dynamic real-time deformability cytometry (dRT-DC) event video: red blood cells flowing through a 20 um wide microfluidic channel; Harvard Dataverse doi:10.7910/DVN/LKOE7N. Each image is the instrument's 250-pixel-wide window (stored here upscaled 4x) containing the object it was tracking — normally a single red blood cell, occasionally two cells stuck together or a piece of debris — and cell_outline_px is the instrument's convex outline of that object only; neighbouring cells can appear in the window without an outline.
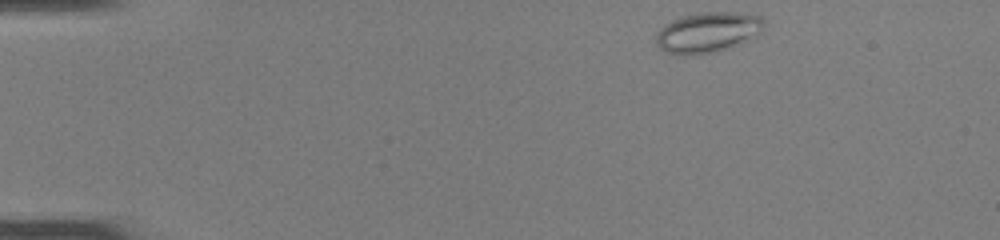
{"species": "common noctule bat (a hibernating species)", "species_latin": "Nyctalus noctula", "temperature_condition": "room temperature", "stored_images_in_passage": 43, "camera_frame_rate_fps": 3000, "um_per_image_px": 0.085, "animal": {"sex": "female", "body_mass_g": 22.0, "forearm_length_mm": 56.7}, "frame": {"image": 1, "passage_image": 1, "time_ms": 0.0, "image_size_px": [1000, 240], "cell_outline_px": [[764, 28], [760, 32], [724, 48], [708, 52], [684, 56], [668, 52], [660, 48], [656, 44], [656, 32], [660, 28], [672, 20], [684, 16], [704, 12], [736, 12], [760, 16], [764, 20]], "centroid_in_image_um": [60.09, 2.72], "position_along_channel_um": 24.9, "area_um2": 24.62}}
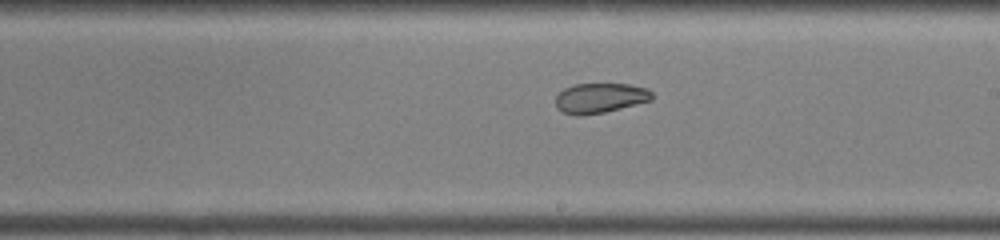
{"frame": {"image": 2, "passage_image": 23, "time_ms": 7.333, "image_size_px": [1000, 240], "cell_outline_px": [[652, 100], [604, 112], [580, 116], [576, 116], [564, 112], [556, 108], [556, 96], [564, 88], [576, 84], [628, 84], [648, 88], [652, 92]], "centroid_in_image_um": [51.0, 8.33], "position_along_channel_um": 238.0, "area_um2": 16.76}}
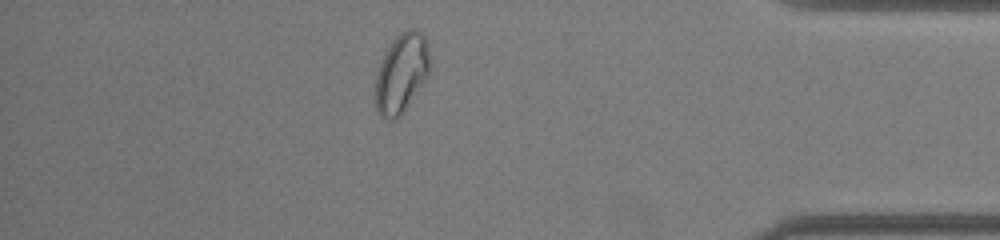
{"frame": {"image": 3, "passage_image": 37, "time_ms": 12.0, "image_size_px": [1000, 240], "cell_outline_px": [[432, 64], [428, 76], [400, 116], [396, 120], [392, 120], [380, 116], [376, 112], [372, 96], [376, 72], [384, 52], [392, 40], [400, 32], [408, 28], [412, 28], [420, 32], [428, 40]], "centroid_in_image_um": [34.1, 6.22], "position_along_channel_um": 401.1, "area_um2": 26.24}, "authors_computed_cell_mechanics": {"area_um2": 22.831, "velocity_mm_per_s": 4.1152, "shape_relaxation_time_tau1_ms": null, "shape_relaxation_time_tau2_ms": 1.6654, "deformation_change_tau1": null, "deformation_change_tau2": 0.058}}